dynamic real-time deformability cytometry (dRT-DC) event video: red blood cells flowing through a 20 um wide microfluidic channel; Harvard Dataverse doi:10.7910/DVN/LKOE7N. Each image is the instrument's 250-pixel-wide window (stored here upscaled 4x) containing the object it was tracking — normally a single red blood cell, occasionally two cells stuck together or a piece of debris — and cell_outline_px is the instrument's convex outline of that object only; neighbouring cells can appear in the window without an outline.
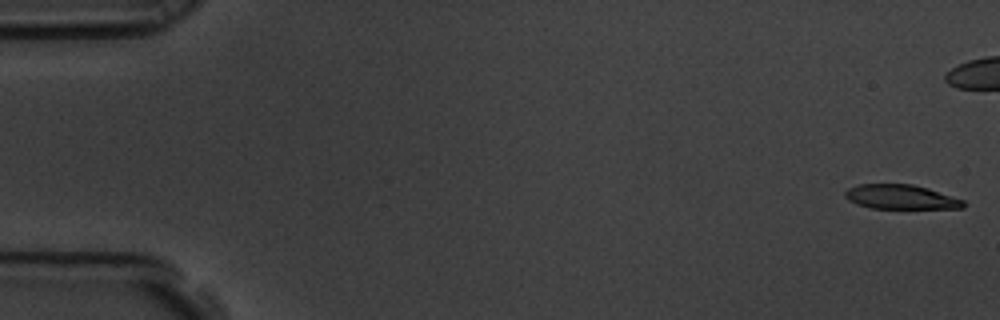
{"species": "common noctule bat (a hibernating species)", "species_latin": "Nyctalus noctula", "temperature_condition": "room temperature", "stored_images_in_passage": 18, "camera_frame_rate_fps": 3000, "um_per_image_px": 0.085, "animal": {"sex": "male", "body_mass_g": 19.5, "forearm_length_mm": 54.6}, "frame": {"image": 1, "passage_image": 1, "time_ms": 0.0, "image_size_px": [1000, 320], "cell_outline_px": [[964, 208], [872, 208], [856, 204], [848, 200], [844, 196], [844, 192], [848, 188], [860, 184], [912, 184], [928, 188], [964, 200]], "centroid_in_image_um": [76.54, 16.74], "position_along_channel_um": 8.5, "area_um2": 16.76}}
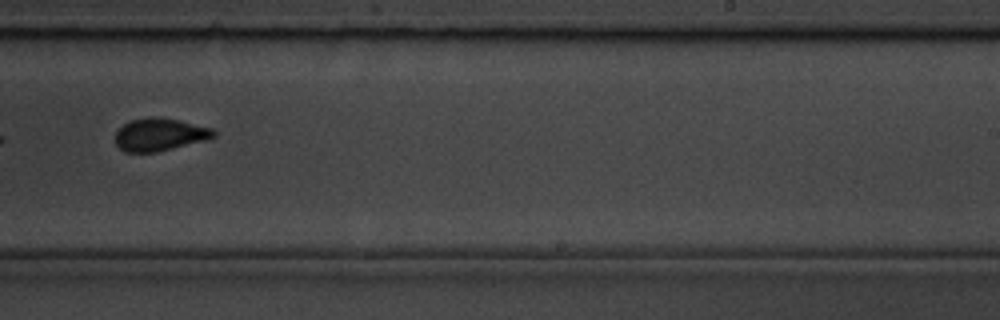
{"frame": {"image": 2, "passage_image": 13, "time_ms": 4.0, "image_size_px": [1000, 320], "cell_outline_px": [[216, 136], [204, 140], [156, 152], [124, 152], [116, 144], [116, 132], [128, 120], [148, 116], [160, 116], [180, 120], [212, 128], [216, 132]], "centroid_in_image_um": [13.56, 11.41], "position_along_channel_um": 275.4, "area_um2": 18.79}}